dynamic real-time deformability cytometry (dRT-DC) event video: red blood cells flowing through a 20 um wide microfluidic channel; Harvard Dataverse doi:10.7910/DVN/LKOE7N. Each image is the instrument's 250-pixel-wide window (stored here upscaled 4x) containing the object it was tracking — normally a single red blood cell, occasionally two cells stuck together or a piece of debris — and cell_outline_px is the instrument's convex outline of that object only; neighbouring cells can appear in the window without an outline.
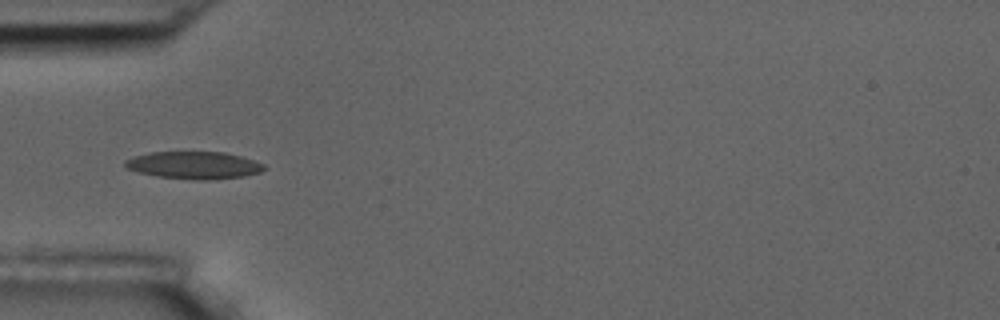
{"species": "common noctule bat (a hibernating species)", "species_latin": "Nyctalus noctula", "temperature_condition": "room temperature", "stored_images_in_passage": 15, "camera_frame_rate_fps": 3000, "um_per_image_px": 0.085, "animal": {"sex": "male", "body_mass_g": 17.5, "forearm_length_mm": 52.3}, "frame": {"image": 1, "passage_image": 5, "time_ms": 5.667, "image_size_px": [1000, 320], "cell_outline_px": [[268, 168], [260, 172], [244, 176], [204, 180], [196, 180], [156, 176], [140, 172], [128, 168], [124, 164], [124, 160], [132, 156], [152, 152], [224, 152], [240, 156], [264, 164]], "centroid_in_image_um": [16.49, 14.04], "position_along_channel_um": 68.5, "area_um2": 22.08}}
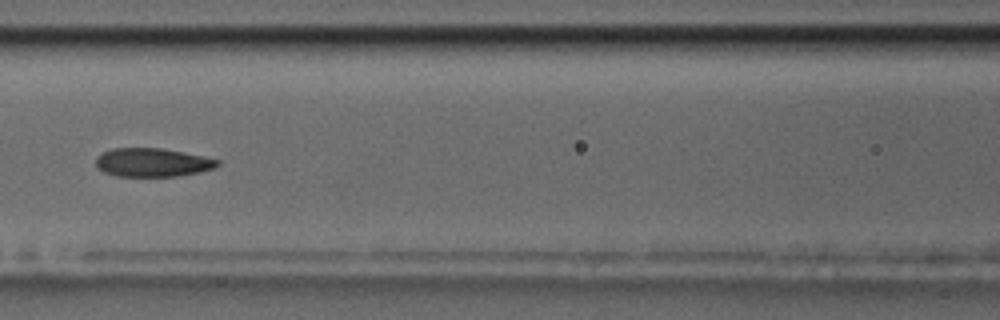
{"frame": {"image": 2, "passage_image": 7, "time_ms": 8.0, "image_size_px": [1000, 320], "cell_outline_px": [[220, 164], [216, 168], [200, 172], [180, 176], [116, 176], [104, 172], [96, 168], [96, 156], [112, 148], [160, 148], [204, 156], [220, 160]], "centroid_in_image_um": [12.97, 13.81], "position_along_channel_um": 153.6, "area_um2": 20.4}}
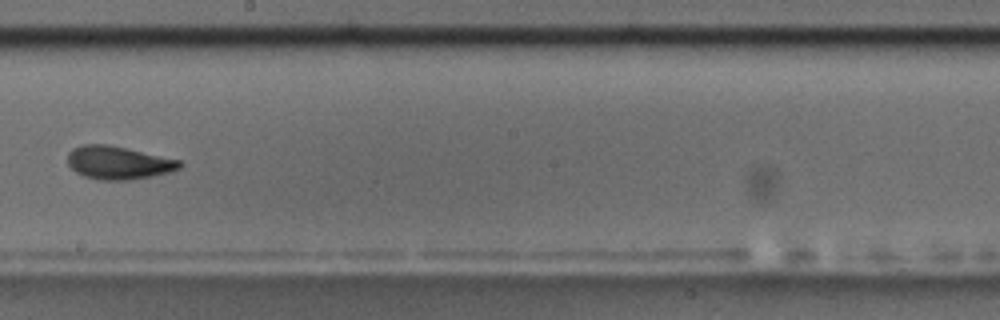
{"frame": {"image": 3, "passage_image": 9, "time_ms": 10.333, "image_size_px": [1000, 320], "cell_outline_px": [[184, 164], [180, 168], [168, 172], [152, 176], [128, 180], [100, 180], [84, 176], [76, 172], [68, 164], [68, 152], [72, 148], [80, 144], [108, 144], [180, 160]], "centroid_in_image_um": [10.04, 13.82], "position_along_channel_um": 238.2, "area_um2": 21.62}, "authors_computed_cell_mechanics": {"area_um2": 21.1548, "velocity_mm_per_s": 3.6464, "shape_relaxation_time_tau1_ms": 6.1623, "shape_relaxation_time_tau2_ms": 1.8134, "deformation_change_tau1": 0.1546, "deformation_change_tau2": 0.0753}}